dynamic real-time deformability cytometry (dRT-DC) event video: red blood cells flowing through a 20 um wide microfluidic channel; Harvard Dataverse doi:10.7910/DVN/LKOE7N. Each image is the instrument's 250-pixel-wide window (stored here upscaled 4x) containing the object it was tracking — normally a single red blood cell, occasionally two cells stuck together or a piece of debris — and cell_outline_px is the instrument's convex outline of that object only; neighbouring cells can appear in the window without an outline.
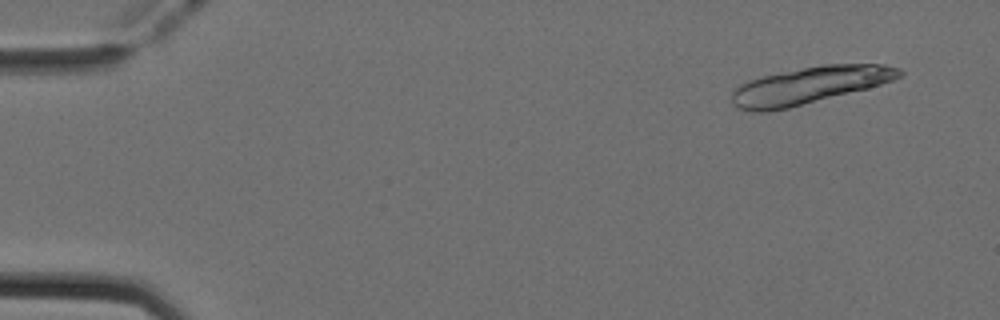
{"species": "Egyptian fruit bat (a non-hibernating species)", "species_latin": "Rousettus aegyptiacus", "temperature_condition": "cold", "stored_images_in_passage": 16, "camera_frame_rate_fps": 3000, "um_per_image_px": 0.085, "animal": {"sex": "female"}, "frame": {"image": 1, "passage_image": 1, "time_ms": 0.0, "image_size_px": [1000, 320], "cell_outline_px": [[904, 76], [868, 88], [788, 108], [768, 112], [752, 112], [740, 108], [732, 104], [732, 92], [740, 84], [748, 80], [764, 76], [824, 64], [884, 64], [900, 68], [904, 72]], "centroid_in_image_um": [68.83, 7.26], "position_along_channel_um": 16.2, "area_um2": 35.89}}